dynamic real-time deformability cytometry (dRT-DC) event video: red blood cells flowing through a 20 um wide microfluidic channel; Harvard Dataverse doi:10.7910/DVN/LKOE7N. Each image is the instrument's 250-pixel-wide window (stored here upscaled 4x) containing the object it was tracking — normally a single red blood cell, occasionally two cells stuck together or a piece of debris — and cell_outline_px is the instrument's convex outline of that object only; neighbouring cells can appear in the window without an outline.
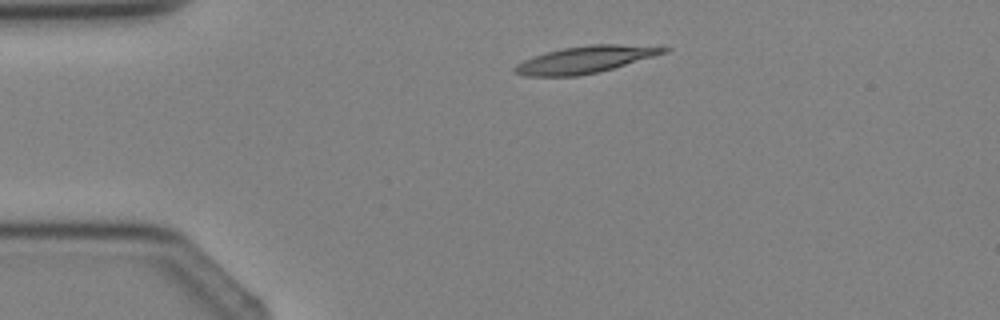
{"species": "Egyptian fruit bat (a non-hibernating species)", "species_latin": "Rousettus aegyptiacus", "temperature_condition": "cold", "stored_images_in_passage": 4, "camera_frame_rate_fps": 3000, "um_per_image_px": 0.085, "animal": {"sex": "female"}, "frame": {"image": 1, "passage_image": 2, "time_ms": 1.333, "image_size_px": [1000, 320], "cell_outline_px": [[672, 48], [668, 52], [600, 72], [576, 76], [528, 76], [516, 72], [512, 68], [516, 64], [524, 60], [548, 52], [564, 48], [592, 44], [620, 44]], "centroid_in_image_um": [49.78, 5.07], "position_along_channel_um": 35.2, "area_um2": 23.06}}